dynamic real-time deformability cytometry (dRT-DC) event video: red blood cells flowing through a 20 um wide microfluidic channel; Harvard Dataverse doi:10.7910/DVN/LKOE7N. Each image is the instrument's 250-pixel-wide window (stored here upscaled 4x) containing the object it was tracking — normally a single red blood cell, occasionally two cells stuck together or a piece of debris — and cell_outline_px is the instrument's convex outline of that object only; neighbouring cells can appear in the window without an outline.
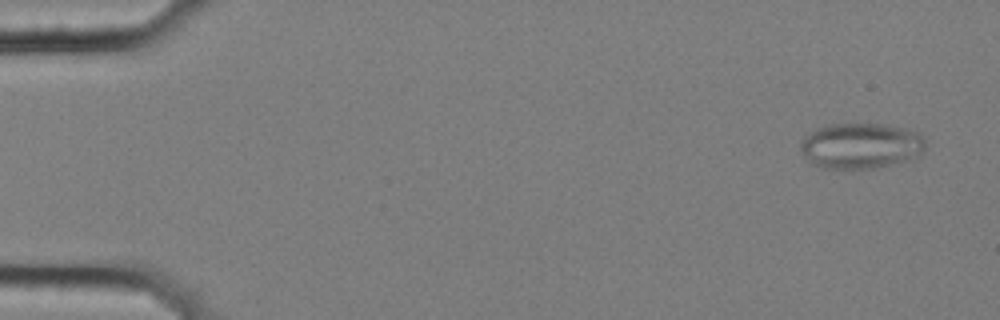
{"species": "common noctule bat (a hibernating species)", "species_latin": "Nyctalus noctula", "temperature_condition": "cold", "stored_images_in_passage": 58, "camera_frame_rate_fps": 3000, "um_per_image_px": 0.085, "animal": {"sex": "female", "body_mass_g": 25.1}, "frame": {"image": 1, "passage_image": 3, "time_ms": 0.667, "image_size_px": [1000, 320], "cell_outline_px": [[924, 148], [920, 156], [872, 168], [820, 168], [812, 164], [800, 152], [800, 144], [804, 136], [808, 132], [816, 128], [828, 124], [880, 124], [904, 128], [920, 132], [924, 140]], "centroid_in_image_um": [73.12, 12.38], "position_along_channel_um": 11.9, "area_um2": 33.23}}
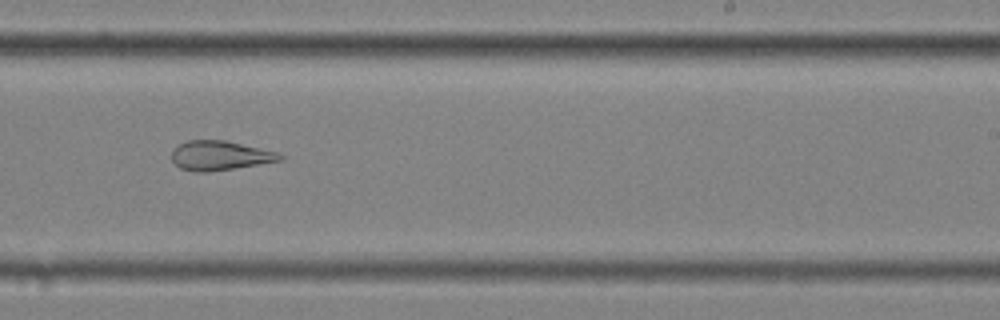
{"frame": {"image": 2, "passage_image": 36, "time_ms": 11.667, "image_size_px": [1000, 320], "cell_outline_px": [[284, 160], [232, 168], [204, 172], [196, 172], [180, 168], [172, 160], [172, 152], [180, 144], [188, 140], [224, 140], [280, 152], [284, 156]], "centroid_in_image_um": [18.73, 13.21], "position_along_channel_um": 270.3, "area_um2": 18.38}}
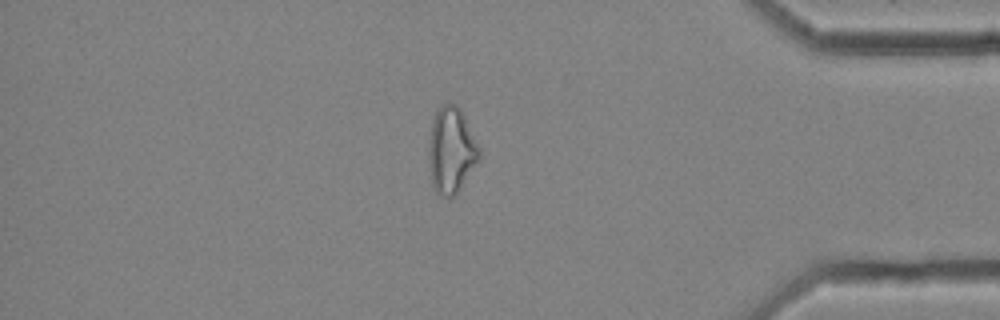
{"frame": {"image": 3, "passage_image": 49, "time_ms": 16.0, "image_size_px": [1000, 320], "cell_outline_px": [[480, 160], [460, 188], [448, 200], [440, 196], [432, 188], [428, 160], [428, 148], [432, 120], [436, 112], [448, 100], [456, 104], [460, 108], [480, 148]], "centroid_in_image_um": [38.34, 12.79], "position_along_channel_um": 396.9, "area_um2": 25.66}}